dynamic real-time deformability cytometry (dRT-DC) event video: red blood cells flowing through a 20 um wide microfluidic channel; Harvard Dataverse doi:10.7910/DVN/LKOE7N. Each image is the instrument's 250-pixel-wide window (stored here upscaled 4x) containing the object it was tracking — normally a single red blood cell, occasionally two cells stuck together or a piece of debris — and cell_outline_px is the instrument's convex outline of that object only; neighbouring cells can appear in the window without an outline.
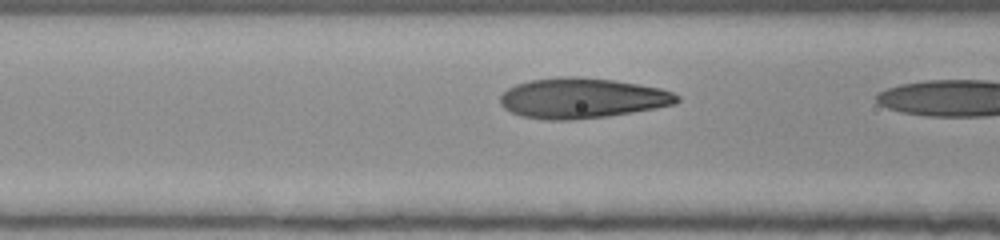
{"species": "human", "species_latin": "Homo sapiens", "temperature_condition": "room temperature", "stored_images_in_passage": 4, "camera_frame_rate_fps": 3000, "um_per_image_px": 0.085, "donor": {"sex": "female"}, "frame": {"image": 1, "passage_image": 3, "time_ms": 0.667, "image_size_px": [1000, 240], "cell_outline_px": [[680, 100], [676, 104], [656, 108], [608, 116], [572, 120], [544, 120], [520, 116], [504, 108], [500, 104], [500, 96], [508, 88], [516, 84], [532, 80], [560, 76], [576, 76], [612, 80], [660, 88], [672, 92], [680, 96]], "centroid_in_image_um": [49.46, 8.35], "position_along_channel_um": 117.1, "area_um2": 41.56}}